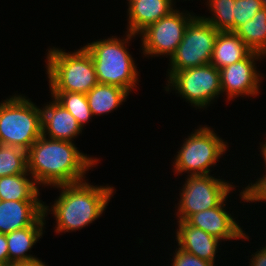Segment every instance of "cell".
Wrapping results in <instances>:
<instances>
[{"label": "cell", "mask_w": 266, "mask_h": 266, "mask_svg": "<svg viewBox=\"0 0 266 266\" xmlns=\"http://www.w3.org/2000/svg\"><path fill=\"white\" fill-rule=\"evenodd\" d=\"M176 240L179 248L202 260L214 263L219 239L200 228L191 226L187 221H178Z\"/></svg>", "instance_id": "15"}, {"label": "cell", "mask_w": 266, "mask_h": 266, "mask_svg": "<svg viewBox=\"0 0 266 266\" xmlns=\"http://www.w3.org/2000/svg\"><path fill=\"white\" fill-rule=\"evenodd\" d=\"M49 206L44 205V214L31 226L18 229L6 234L9 265L11 263L32 262L39 260L32 255H27L26 252L30 250L38 241L39 237L43 235L44 219L47 216Z\"/></svg>", "instance_id": "16"}, {"label": "cell", "mask_w": 266, "mask_h": 266, "mask_svg": "<svg viewBox=\"0 0 266 266\" xmlns=\"http://www.w3.org/2000/svg\"><path fill=\"white\" fill-rule=\"evenodd\" d=\"M252 52L235 32L219 31L210 63L220 70L246 59Z\"/></svg>", "instance_id": "18"}, {"label": "cell", "mask_w": 266, "mask_h": 266, "mask_svg": "<svg viewBox=\"0 0 266 266\" xmlns=\"http://www.w3.org/2000/svg\"><path fill=\"white\" fill-rule=\"evenodd\" d=\"M129 1V5L132 3V2H134V1H136V0H128Z\"/></svg>", "instance_id": "32"}, {"label": "cell", "mask_w": 266, "mask_h": 266, "mask_svg": "<svg viewBox=\"0 0 266 266\" xmlns=\"http://www.w3.org/2000/svg\"><path fill=\"white\" fill-rule=\"evenodd\" d=\"M42 111V135L54 140L72 142V138L82 132L76 118L54 97ZM48 132V133H47Z\"/></svg>", "instance_id": "14"}, {"label": "cell", "mask_w": 266, "mask_h": 266, "mask_svg": "<svg viewBox=\"0 0 266 266\" xmlns=\"http://www.w3.org/2000/svg\"><path fill=\"white\" fill-rule=\"evenodd\" d=\"M266 6V0H235L234 32L244 23L251 20L255 14Z\"/></svg>", "instance_id": "25"}, {"label": "cell", "mask_w": 266, "mask_h": 266, "mask_svg": "<svg viewBox=\"0 0 266 266\" xmlns=\"http://www.w3.org/2000/svg\"><path fill=\"white\" fill-rule=\"evenodd\" d=\"M185 140L173 163L177 173L191 171L190 175H207L209 167L216 164L227 149L226 142L206 126L195 130Z\"/></svg>", "instance_id": "6"}, {"label": "cell", "mask_w": 266, "mask_h": 266, "mask_svg": "<svg viewBox=\"0 0 266 266\" xmlns=\"http://www.w3.org/2000/svg\"><path fill=\"white\" fill-rule=\"evenodd\" d=\"M60 196L51 208L57 222L56 232L79 230L95 221L113 196L110 186H93L86 181L61 184Z\"/></svg>", "instance_id": "2"}, {"label": "cell", "mask_w": 266, "mask_h": 266, "mask_svg": "<svg viewBox=\"0 0 266 266\" xmlns=\"http://www.w3.org/2000/svg\"><path fill=\"white\" fill-rule=\"evenodd\" d=\"M48 51L46 67L51 92L87 94L98 84L92 57L84 47L72 53L59 48Z\"/></svg>", "instance_id": "3"}, {"label": "cell", "mask_w": 266, "mask_h": 266, "mask_svg": "<svg viewBox=\"0 0 266 266\" xmlns=\"http://www.w3.org/2000/svg\"><path fill=\"white\" fill-rule=\"evenodd\" d=\"M52 96L68 110L82 127L93 117L86 94L77 92H51Z\"/></svg>", "instance_id": "22"}, {"label": "cell", "mask_w": 266, "mask_h": 266, "mask_svg": "<svg viewBox=\"0 0 266 266\" xmlns=\"http://www.w3.org/2000/svg\"><path fill=\"white\" fill-rule=\"evenodd\" d=\"M133 36L128 33L125 41L112 36L83 46L92 57L98 83L115 85L128 92L135 87L138 72L125 46Z\"/></svg>", "instance_id": "4"}, {"label": "cell", "mask_w": 266, "mask_h": 266, "mask_svg": "<svg viewBox=\"0 0 266 266\" xmlns=\"http://www.w3.org/2000/svg\"><path fill=\"white\" fill-rule=\"evenodd\" d=\"M218 32L202 16H195L189 22L182 41L170 58L169 71H183L210 63Z\"/></svg>", "instance_id": "7"}, {"label": "cell", "mask_w": 266, "mask_h": 266, "mask_svg": "<svg viewBox=\"0 0 266 266\" xmlns=\"http://www.w3.org/2000/svg\"><path fill=\"white\" fill-rule=\"evenodd\" d=\"M8 266H46L41 260H35L32 262L11 263Z\"/></svg>", "instance_id": "30"}, {"label": "cell", "mask_w": 266, "mask_h": 266, "mask_svg": "<svg viewBox=\"0 0 266 266\" xmlns=\"http://www.w3.org/2000/svg\"><path fill=\"white\" fill-rule=\"evenodd\" d=\"M265 144L262 145V148H261V154L263 155L264 157V162H265V165H266V142H264ZM266 167V166H265ZM266 173V172H265Z\"/></svg>", "instance_id": "31"}, {"label": "cell", "mask_w": 266, "mask_h": 266, "mask_svg": "<svg viewBox=\"0 0 266 266\" xmlns=\"http://www.w3.org/2000/svg\"><path fill=\"white\" fill-rule=\"evenodd\" d=\"M44 214V204L40 201H0V233L29 227Z\"/></svg>", "instance_id": "13"}, {"label": "cell", "mask_w": 266, "mask_h": 266, "mask_svg": "<svg viewBox=\"0 0 266 266\" xmlns=\"http://www.w3.org/2000/svg\"><path fill=\"white\" fill-rule=\"evenodd\" d=\"M128 95L129 92L121 87L100 83L86 94L92 115L95 116L113 111Z\"/></svg>", "instance_id": "19"}, {"label": "cell", "mask_w": 266, "mask_h": 266, "mask_svg": "<svg viewBox=\"0 0 266 266\" xmlns=\"http://www.w3.org/2000/svg\"><path fill=\"white\" fill-rule=\"evenodd\" d=\"M182 188L178 205V220L186 221L191 215L217 207L233 186L221 179L207 175H188Z\"/></svg>", "instance_id": "9"}, {"label": "cell", "mask_w": 266, "mask_h": 266, "mask_svg": "<svg viewBox=\"0 0 266 266\" xmlns=\"http://www.w3.org/2000/svg\"><path fill=\"white\" fill-rule=\"evenodd\" d=\"M41 135L27 150V171L38 185L57 186L79 183L96 162L77 150L74 143L46 139Z\"/></svg>", "instance_id": "1"}, {"label": "cell", "mask_w": 266, "mask_h": 266, "mask_svg": "<svg viewBox=\"0 0 266 266\" xmlns=\"http://www.w3.org/2000/svg\"><path fill=\"white\" fill-rule=\"evenodd\" d=\"M28 173L27 151L21 147L0 144V177Z\"/></svg>", "instance_id": "23"}, {"label": "cell", "mask_w": 266, "mask_h": 266, "mask_svg": "<svg viewBox=\"0 0 266 266\" xmlns=\"http://www.w3.org/2000/svg\"><path fill=\"white\" fill-rule=\"evenodd\" d=\"M0 264L9 265L8 246L6 234L0 233Z\"/></svg>", "instance_id": "28"}, {"label": "cell", "mask_w": 266, "mask_h": 266, "mask_svg": "<svg viewBox=\"0 0 266 266\" xmlns=\"http://www.w3.org/2000/svg\"><path fill=\"white\" fill-rule=\"evenodd\" d=\"M41 110L21 95L0 103V144L27 151L42 135Z\"/></svg>", "instance_id": "5"}, {"label": "cell", "mask_w": 266, "mask_h": 266, "mask_svg": "<svg viewBox=\"0 0 266 266\" xmlns=\"http://www.w3.org/2000/svg\"><path fill=\"white\" fill-rule=\"evenodd\" d=\"M235 0H209V7L214 17L205 18L218 31L234 32Z\"/></svg>", "instance_id": "24"}, {"label": "cell", "mask_w": 266, "mask_h": 266, "mask_svg": "<svg viewBox=\"0 0 266 266\" xmlns=\"http://www.w3.org/2000/svg\"><path fill=\"white\" fill-rule=\"evenodd\" d=\"M184 14L175 9L140 33L145 56L166 54L171 58L182 41L189 22L195 17L188 13Z\"/></svg>", "instance_id": "10"}, {"label": "cell", "mask_w": 266, "mask_h": 266, "mask_svg": "<svg viewBox=\"0 0 266 266\" xmlns=\"http://www.w3.org/2000/svg\"><path fill=\"white\" fill-rule=\"evenodd\" d=\"M225 200L217 207L200 211L191 215L186 221L196 228H200L206 233L223 239H249L242 231L241 227L235 222L231 214L225 211Z\"/></svg>", "instance_id": "12"}, {"label": "cell", "mask_w": 266, "mask_h": 266, "mask_svg": "<svg viewBox=\"0 0 266 266\" xmlns=\"http://www.w3.org/2000/svg\"><path fill=\"white\" fill-rule=\"evenodd\" d=\"M252 256L250 266H266V246Z\"/></svg>", "instance_id": "29"}, {"label": "cell", "mask_w": 266, "mask_h": 266, "mask_svg": "<svg viewBox=\"0 0 266 266\" xmlns=\"http://www.w3.org/2000/svg\"><path fill=\"white\" fill-rule=\"evenodd\" d=\"M256 183V184H255ZM253 185H248L243 192H241V198L243 201L250 203L255 201H266V175L258 179Z\"/></svg>", "instance_id": "26"}, {"label": "cell", "mask_w": 266, "mask_h": 266, "mask_svg": "<svg viewBox=\"0 0 266 266\" xmlns=\"http://www.w3.org/2000/svg\"><path fill=\"white\" fill-rule=\"evenodd\" d=\"M235 33L252 50L266 56V6L242 24Z\"/></svg>", "instance_id": "21"}, {"label": "cell", "mask_w": 266, "mask_h": 266, "mask_svg": "<svg viewBox=\"0 0 266 266\" xmlns=\"http://www.w3.org/2000/svg\"><path fill=\"white\" fill-rule=\"evenodd\" d=\"M261 53L253 51L246 59L228 65L220 69L221 90L227 92V98L239 97V95H257L260 75L257 73L255 61Z\"/></svg>", "instance_id": "11"}, {"label": "cell", "mask_w": 266, "mask_h": 266, "mask_svg": "<svg viewBox=\"0 0 266 266\" xmlns=\"http://www.w3.org/2000/svg\"><path fill=\"white\" fill-rule=\"evenodd\" d=\"M28 173L0 177V200L39 201V190Z\"/></svg>", "instance_id": "20"}, {"label": "cell", "mask_w": 266, "mask_h": 266, "mask_svg": "<svg viewBox=\"0 0 266 266\" xmlns=\"http://www.w3.org/2000/svg\"><path fill=\"white\" fill-rule=\"evenodd\" d=\"M172 0H136L129 5L128 32L140 34L149 25L169 15L174 9Z\"/></svg>", "instance_id": "17"}, {"label": "cell", "mask_w": 266, "mask_h": 266, "mask_svg": "<svg viewBox=\"0 0 266 266\" xmlns=\"http://www.w3.org/2000/svg\"><path fill=\"white\" fill-rule=\"evenodd\" d=\"M172 266H214V263L202 260L197 256L178 248L177 252L175 251Z\"/></svg>", "instance_id": "27"}, {"label": "cell", "mask_w": 266, "mask_h": 266, "mask_svg": "<svg viewBox=\"0 0 266 266\" xmlns=\"http://www.w3.org/2000/svg\"><path fill=\"white\" fill-rule=\"evenodd\" d=\"M169 86L196 107H206L212 99L222 93L220 70L211 63L183 71L168 72ZM172 84V85H171Z\"/></svg>", "instance_id": "8"}]
</instances>
